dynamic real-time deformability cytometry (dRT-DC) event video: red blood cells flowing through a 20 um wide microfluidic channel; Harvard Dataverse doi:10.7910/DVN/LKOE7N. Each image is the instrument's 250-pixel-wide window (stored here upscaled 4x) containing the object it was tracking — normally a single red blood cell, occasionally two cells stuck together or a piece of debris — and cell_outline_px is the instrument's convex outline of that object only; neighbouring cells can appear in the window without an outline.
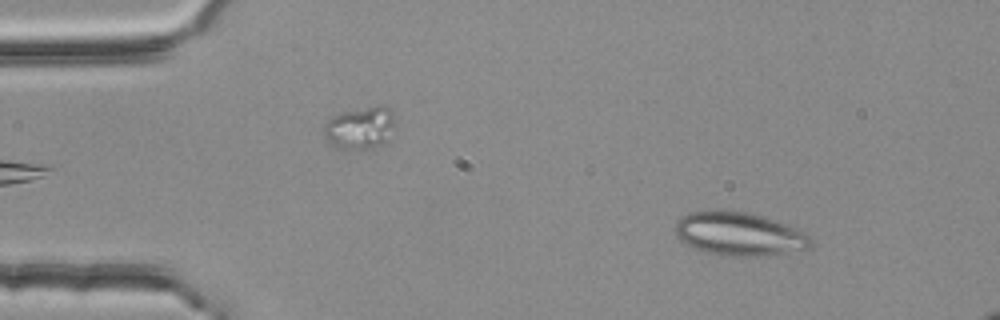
{"species": "common noctule bat (a hibernating species)", "species_latin": "Nyctalus noctula", "temperature_condition": "room temperature", "stored_images_in_passage": 51, "segment_of_instrument_passage": [1, 2], "camera_frame_rate_fps": 3000, "um_per_image_px": 0.085, "animal": {"sex": "female", "body_mass_g": 25.1}, "frame": {"image": 1, "passage_image": 6, "time_ms": 1.667, "image_size_px": [1000, 320], "cell_outline_px": [[812, 240], [808, 248], [764, 256], [716, 256], [692, 248], [684, 244], [676, 236], [676, 224], [688, 212], [720, 208], [748, 212], [764, 216], [800, 228], [812, 236]], "centroid_in_image_um": [62.83, 19.87], "position_along_channel_um": 22.2, "area_um2": 35.2}}